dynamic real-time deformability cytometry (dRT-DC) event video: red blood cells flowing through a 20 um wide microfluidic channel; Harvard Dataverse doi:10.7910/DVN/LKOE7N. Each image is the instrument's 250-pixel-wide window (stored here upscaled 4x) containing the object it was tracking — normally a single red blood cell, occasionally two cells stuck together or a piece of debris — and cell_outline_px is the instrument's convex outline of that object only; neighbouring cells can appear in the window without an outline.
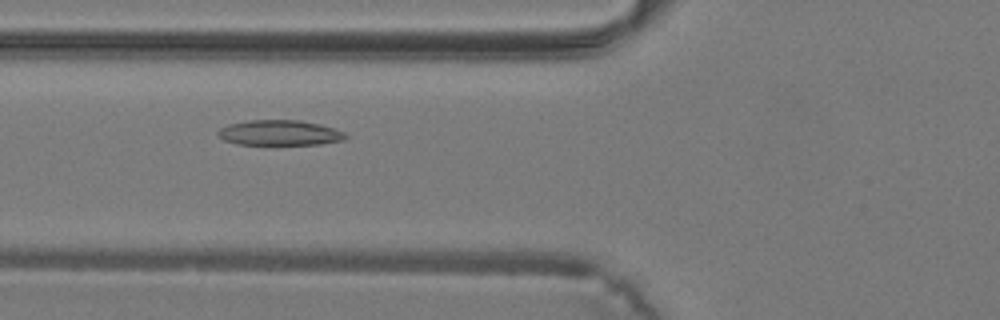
{"species": "common noctule bat (a hibernating species)", "species_latin": "Nyctalus noctula", "temperature_condition": "warm", "stored_images_in_passage": 42, "camera_frame_rate_fps": 3000, "um_per_image_px": 0.085, "animal": {"sex": "male", "body_mass_g": 19.2, "forearm_length_mm": 51.8}, "frame": {"image": 1, "passage_image": 17, "time_ms": 5.333, "image_size_px": [1000, 320], "cell_outline_px": [[348, 136], [344, 140], [320, 144], [240, 144], [224, 140], [216, 132], [220, 128], [228, 124], [248, 120], [300, 120], [320, 124], [344, 132]], "centroid_in_image_um": [23.77, 11.28], "position_along_channel_um": 102.0, "area_um2": 18.67}}
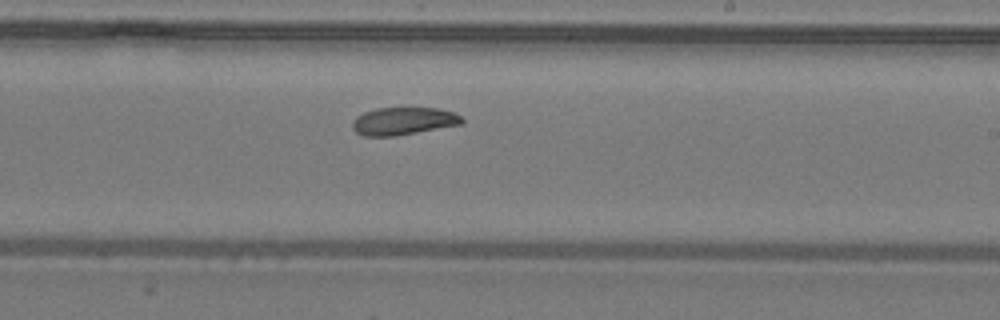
{"frame": {"image": 2, "passage_image": 26, "time_ms": 8.333, "image_size_px": [1000, 320], "cell_outline_px": [[464, 124], [396, 136], [364, 136], [356, 132], [352, 128], [352, 120], [356, 116], [364, 112], [376, 108], [440, 108], [452, 112], [460, 116], [464, 120]], "centroid_in_image_um": [34.28, 10.29], "position_along_channel_um": 254.7, "area_um2": 17.8}}
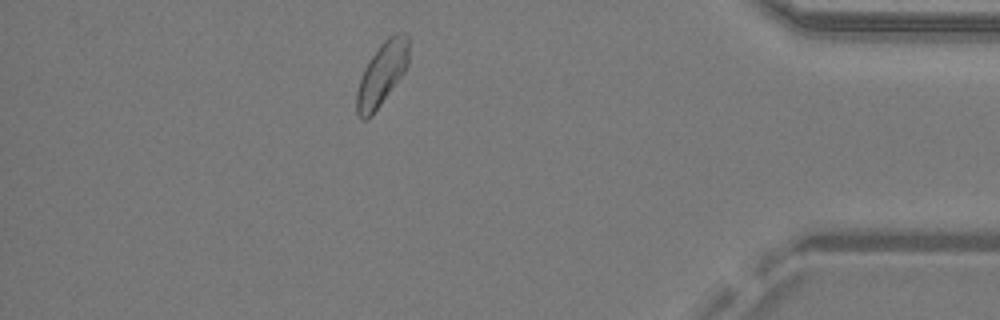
{"frame": {"image": 3, "passage_image": 37, "time_ms": 12.0, "image_size_px": [1000, 320], "cell_outline_px": [[408, 64], [404, 72], [372, 116], [368, 120], [360, 120], [356, 112], [356, 92], [364, 68], [368, 60], [380, 44], [392, 32], [404, 32], [408, 36]], "centroid_in_image_um": [32.44, 6.28], "position_along_channel_um": 402.8, "area_um2": 19.36}}